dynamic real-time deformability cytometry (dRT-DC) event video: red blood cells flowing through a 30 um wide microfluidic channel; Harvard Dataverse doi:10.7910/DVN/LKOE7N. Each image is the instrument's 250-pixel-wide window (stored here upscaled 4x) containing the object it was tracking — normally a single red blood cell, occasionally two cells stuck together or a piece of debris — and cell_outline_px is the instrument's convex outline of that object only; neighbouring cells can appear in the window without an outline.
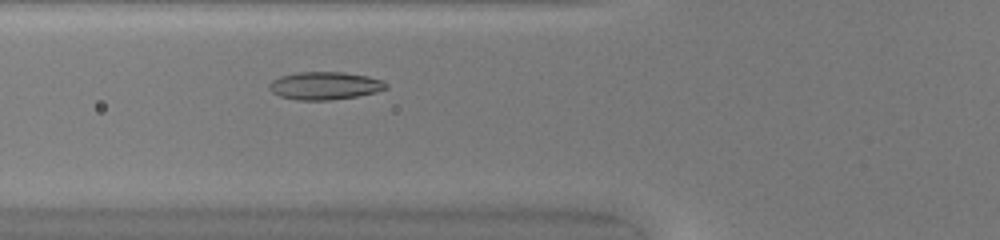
{"species": "common noctule bat (a hibernating species)", "species_latin": "Nyctalus noctula", "temperature_condition": "warm", "stored_images_in_passage": 39, "camera_frame_rate_fps": 3000, "um_per_image_px": 0.085, "animal": {"sex": "female", "body_mass_g": 20.0, "forearm_length_mm": 54.0}, "frame": {"image": 1, "passage_image": 9, "time_ms": 2.667, "image_size_px": [1000, 240], "cell_outline_px": [[388, 88], [376, 92], [356, 96], [332, 100], [296, 100], [280, 96], [272, 92], [268, 88], [268, 84], [272, 80], [280, 76], [296, 72], [344, 72], [368, 76], [384, 80], [388, 84]], "centroid_in_image_um": [27.61, 7.28], "position_along_channel_um": 98.2, "area_um2": 19.13}}
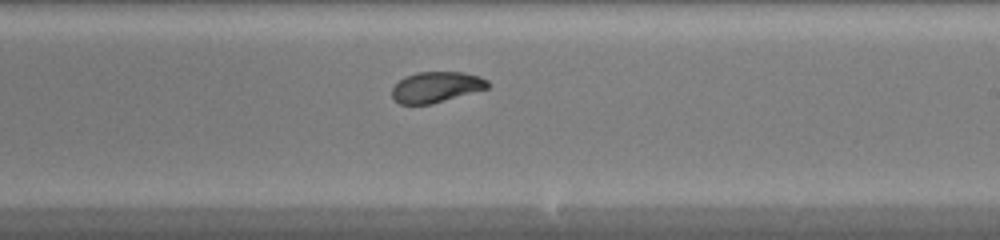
{"frame": {"image": 2, "passage_image": 20, "time_ms": 6.333, "image_size_px": [1000, 240], "cell_outline_px": [[488, 88], [432, 104], [400, 104], [392, 100], [392, 88], [404, 76], [416, 72], [460, 72], [480, 76], [488, 80]], "centroid_in_image_um": [37.04, 7.4], "position_along_channel_um": 252.0, "area_um2": 17.17}}
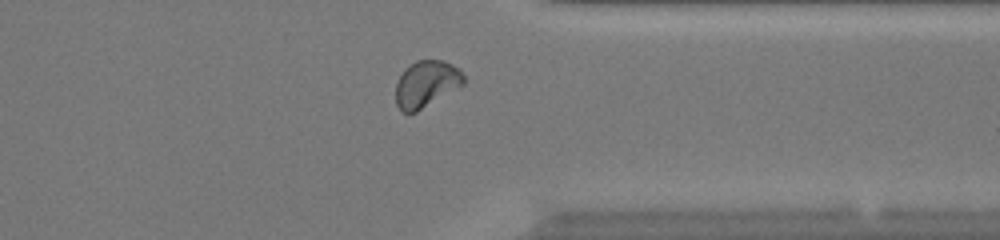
{"frame": {"image": 3, "passage_image": 29, "time_ms": 9.333, "image_size_px": [1000, 240], "cell_outline_px": [[464, 84], [416, 112], [400, 112], [396, 104], [396, 84], [404, 68], [416, 60], [444, 60], [460, 68], [464, 76]], "centroid_in_image_um": [36.23, 7.12], "position_along_channel_um": 375.2, "area_um2": 18.5}, "authors_computed_cell_mechanics": {"area_um2": 18.1492, "velocity_mm_per_s": 4.197, "shape_relaxation_time_tau1_ms": 5.8767, "shape_relaxation_time_tau2_ms": 0.6781, "deformation_change_tau1": 0.1661, "deformation_change_tau2": 0.0476}}